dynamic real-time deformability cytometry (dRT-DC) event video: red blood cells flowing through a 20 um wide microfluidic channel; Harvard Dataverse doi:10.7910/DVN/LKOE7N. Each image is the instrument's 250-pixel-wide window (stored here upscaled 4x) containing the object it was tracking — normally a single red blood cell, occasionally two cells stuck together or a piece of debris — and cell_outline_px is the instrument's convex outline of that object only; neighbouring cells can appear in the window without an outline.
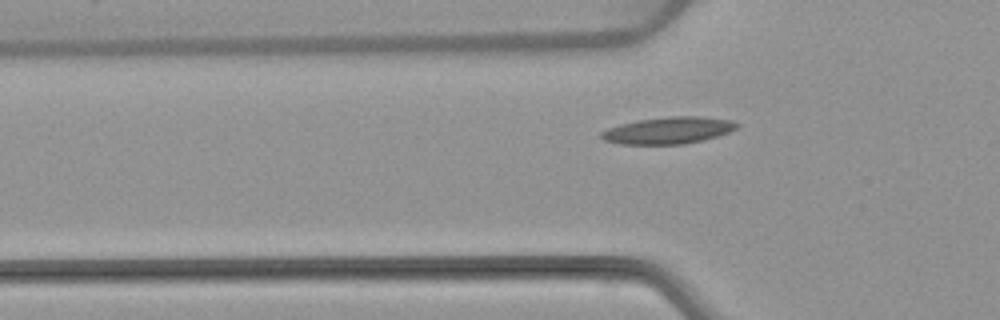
{"species": "common noctule bat (a hibernating species)", "species_latin": "Nyctalus noctula", "temperature_condition": "warm", "stored_images_in_passage": 36, "camera_frame_rate_fps": 3000, "um_per_image_px": 0.085, "animal": {"sex": "female", "body_mass_g": 22.7, "forearm_length_mm": 54.2}, "frame": {"image": 1, "passage_image": 6, "time_ms": 1.667, "image_size_px": [1000, 320], "cell_outline_px": [[740, 124], [736, 128], [728, 132], [716, 136], [684, 144], [620, 144], [604, 140], [600, 136], [600, 132], [608, 128], [620, 124], [636, 120], [672, 116], [696, 116], [732, 120]], "centroid_in_image_um": [56.77, 11.08], "position_along_channel_um": 69.0, "area_um2": 21.04}}
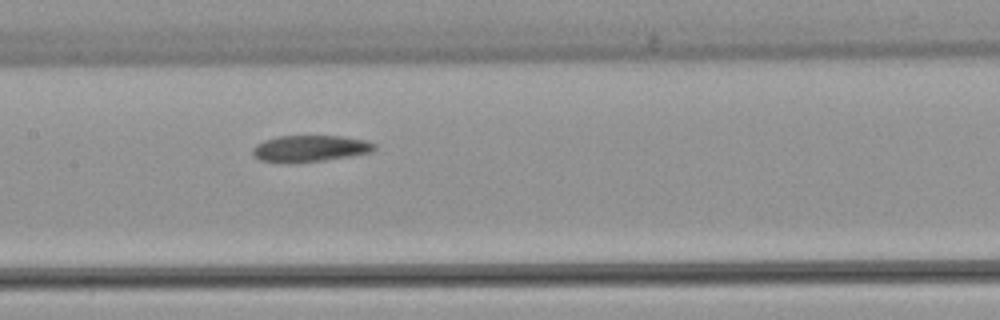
{"frame": {"image": 2, "passage_image": 15, "time_ms": 4.667, "image_size_px": [1000, 320], "cell_outline_px": [[376, 148], [372, 152], [324, 160], [292, 164], [260, 160], [252, 152], [252, 148], [256, 144], [264, 140], [280, 136], [340, 136], [368, 140], [376, 144]], "centroid_in_image_um": [26.36, 12.63], "position_along_channel_um": 181.0, "area_um2": 18.9}}
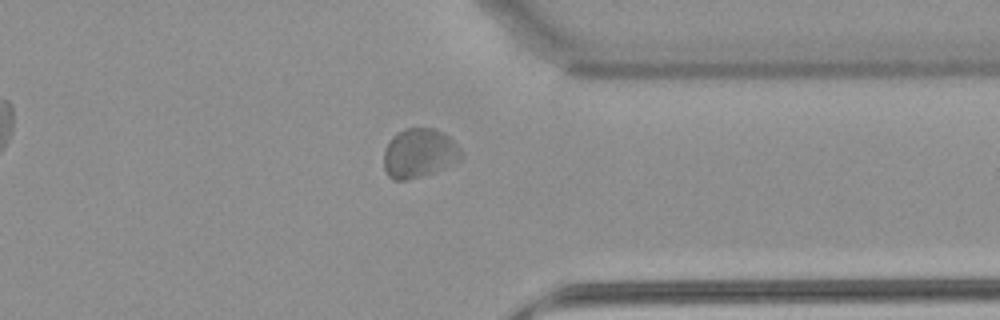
{"frame": {"image": 3, "passage_image": 31, "time_ms": 10.0, "image_size_px": [1000, 320], "cell_outline_px": [[460, 156], [452, 164], [444, 168], [420, 176], [404, 180], [392, 180], [388, 176], [384, 168], [384, 152], [392, 136], [396, 132], [404, 128], [432, 128], [444, 132], [460, 148]], "centroid_in_image_um": [35.59, 13.0], "position_along_channel_um": 375.8, "area_um2": 21.91}, "authors_computed_cell_mechanics": {"area_um2": 20.0566, "velocity_mm_per_s": 3.7364, "shape_relaxation_time_tau1_ms": null, "shape_relaxation_time_tau2_ms": 1.3759, "deformation_change_tau1": null, "deformation_change_tau2": 0.0525}}